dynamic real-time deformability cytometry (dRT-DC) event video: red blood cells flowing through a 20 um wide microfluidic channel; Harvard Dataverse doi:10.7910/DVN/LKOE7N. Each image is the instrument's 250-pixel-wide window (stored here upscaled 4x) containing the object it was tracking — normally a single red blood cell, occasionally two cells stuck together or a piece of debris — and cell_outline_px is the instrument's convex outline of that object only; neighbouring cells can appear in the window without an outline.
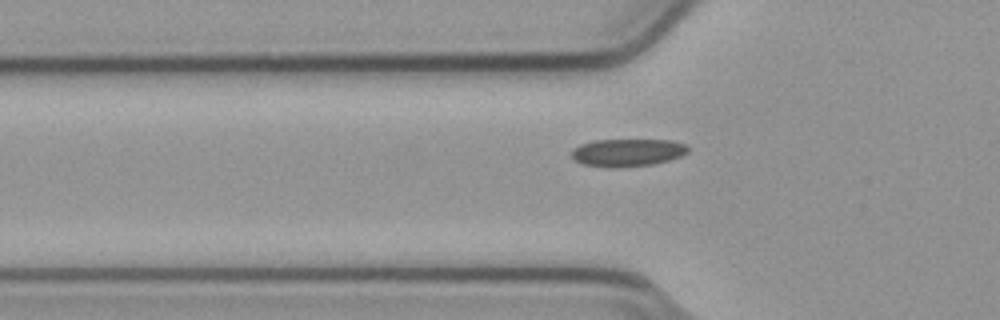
{"species": "common noctule bat (a hibernating species)", "species_latin": "Nyctalus noctula", "temperature_condition": "cold", "stored_images_in_passage": 38, "camera_frame_rate_fps": 3000, "um_per_image_px": 0.085, "animal": {"sex": "male", "body_mass_g": 23.1, "forearm_length_mm": 52.7}, "frame": {"image": 1, "passage_image": 8, "time_ms": 2.333, "image_size_px": [1000, 320], "cell_outline_px": [[688, 152], [680, 156], [668, 160], [652, 164], [612, 168], [608, 168], [584, 164], [576, 160], [572, 156], [572, 148], [580, 144], [592, 140], [672, 140], [688, 144]], "centroid_in_image_um": [53.34, 12.95], "position_along_channel_um": 72.5, "area_um2": 18.79}}
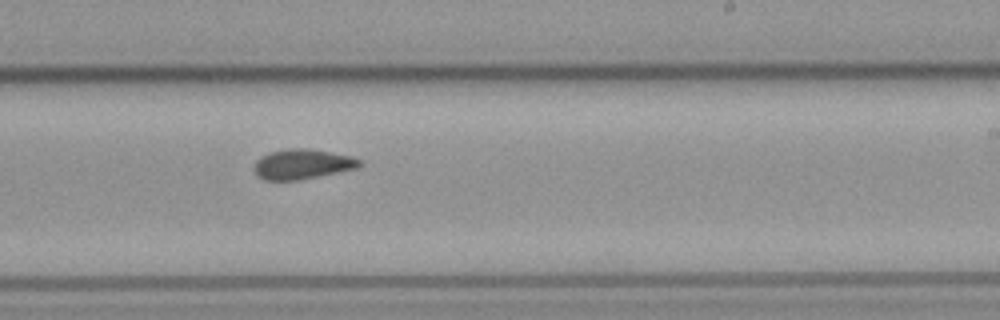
{"frame": {"image": 2, "passage_image": 23, "time_ms": 7.333, "image_size_px": [1000, 320], "cell_outline_px": [[364, 164], [356, 168], [296, 180], [264, 180], [256, 176], [252, 168], [256, 160], [260, 156], [268, 152], [288, 148], [308, 148], [352, 156], [360, 160]], "centroid_in_image_um": [25.63, 13.94], "position_along_channel_um": 263.4, "area_um2": 18.5}}
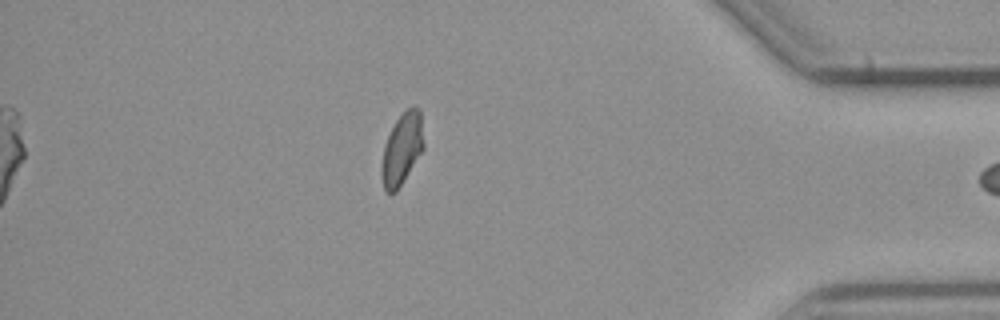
{"frame": {"image": 3, "passage_image": 37, "time_ms": 12.0, "image_size_px": [1000, 320], "cell_outline_px": [[424, 148], [396, 192], [384, 192], [380, 172], [380, 168], [384, 144], [396, 120], [412, 104], [420, 108], [424, 144]], "centroid_in_image_um": [34.15, 12.66], "position_along_channel_um": 401.0, "area_um2": 17.63}}